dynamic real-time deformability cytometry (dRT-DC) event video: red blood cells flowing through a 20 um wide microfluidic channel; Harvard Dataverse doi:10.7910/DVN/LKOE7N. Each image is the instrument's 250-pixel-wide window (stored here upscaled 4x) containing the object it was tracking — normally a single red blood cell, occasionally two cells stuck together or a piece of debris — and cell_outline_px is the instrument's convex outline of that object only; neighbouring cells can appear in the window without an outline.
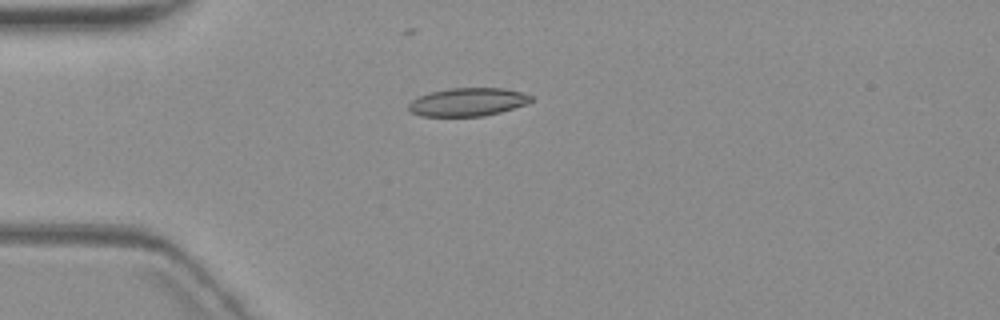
{"species": "common noctule bat (a hibernating species)", "species_latin": "Nyctalus noctula", "temperature_condition": "warm", "stored_images_in_passage": 5, "camera_frame_rate_fps": 3000, "um_per_image_px": 0.085, "animal": {"sex": "female", "body_mass_g": 19.3, "forearm_length_mm": 54.1}, "frame": {"image": 1, "passage_image": 5, "time_ms": 5.0, "image_size_px": [1000, 320], "cell_outline_px": [[532, 100], [524, 104], [500, 112], [484, 116], [420, 116], [412, 112], [408, 108], [408, 104], [412, 100], [428, 92], [448, 88], [504, 88], [520, 92], [532, 96]], "centroid_in_image_um": [39.72, 8.66], "position_along_channel_um": 45.3, "area_um2": 20.0}}